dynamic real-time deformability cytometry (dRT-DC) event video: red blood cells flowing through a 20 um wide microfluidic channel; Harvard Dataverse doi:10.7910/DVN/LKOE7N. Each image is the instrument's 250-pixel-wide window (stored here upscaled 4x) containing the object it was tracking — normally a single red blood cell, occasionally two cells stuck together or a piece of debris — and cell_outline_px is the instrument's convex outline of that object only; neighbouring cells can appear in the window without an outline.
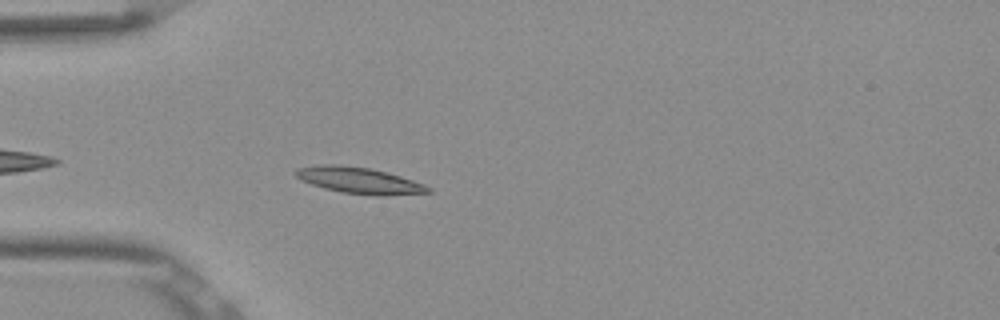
{"species": "Egyptian fruit bat (a non-hibernating species)", "species_latin": "Rousettus aegyptiacus", "temperature_condition": "room temperature", "stored_images_in_passage": 30, "camera_frame_rate_fps": 3000, "um_per_image_px": 0.085, "frame": {"image": 1, "passage_image": 4, "time_ms": 1.0, "image_size_px": [1000, 320], "cell_outline_px": [[432, 192], [384, 196], [376, 196], [340, 192], [324, 188], [300, 180], [292, 172], [296, 168], [320, 164], [340, 164], [372, 168], [388, 172], [424, 184], [432, 188]], "centroid_in_image_um": [30.51, 15.33], "position_along_channel_um": 54.5, "area_um2": 20.63}}
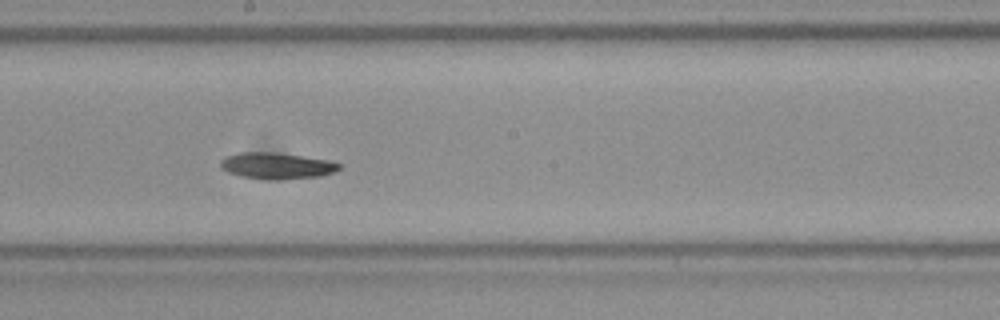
{"frame": {"image": 2, "passage_image": 18, "time_ms": 5.667, "image_size_px": [1000, 320], "cell_outline_px": [[344, 164], [340, 168], [332, 172], [320, 176], [280, 180], [272, 180], [240, 176], [228, 172], [220, 168], [220, 160], [224, 156], [240, 152], [276, 152], [328, 160]], "centroid_in_image_um": [23.49, 14.08], "position_along_channel_um": 224.7, "area_um2": 18.38}}
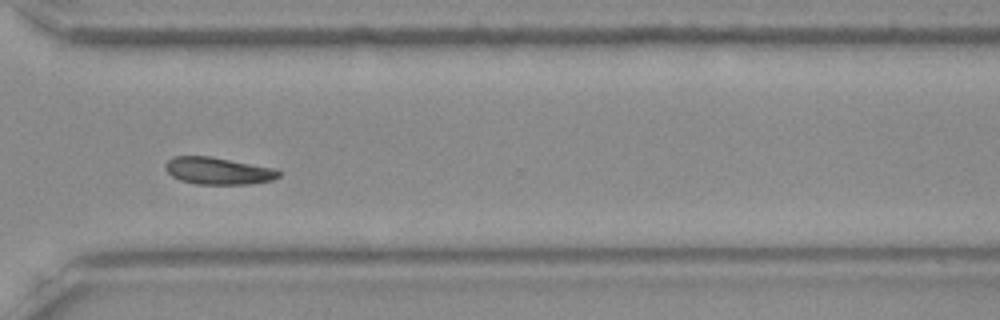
{"frame": {"image": 3, "passage_image": 28, "time_ms": 9.0, "image_size_px": [1000, 320], "cell_outline_px": [[280, 176], [272, 180], [248, 184], [196, 184], [180, 180], [172, 176], [164, 168], [164, 164], [172, 156], [212, 156], [276, 168], [280, 172]], "centroid_in_image_um": [18.53, 14.51], "position_along_channel_um": 352.1, "area_um2": 18.09}, "authors_computed_cell_mechanics": {"area_um2": 18.1492, "velocity_mm_per_s": 3.8225, "shape_relaxation_time_tau1_ms": 5.8221, "shape_relaxation_time_tau2_ms": null, "deformation_change_tau1": 0.1127, "deformation_change_tau2": null}}